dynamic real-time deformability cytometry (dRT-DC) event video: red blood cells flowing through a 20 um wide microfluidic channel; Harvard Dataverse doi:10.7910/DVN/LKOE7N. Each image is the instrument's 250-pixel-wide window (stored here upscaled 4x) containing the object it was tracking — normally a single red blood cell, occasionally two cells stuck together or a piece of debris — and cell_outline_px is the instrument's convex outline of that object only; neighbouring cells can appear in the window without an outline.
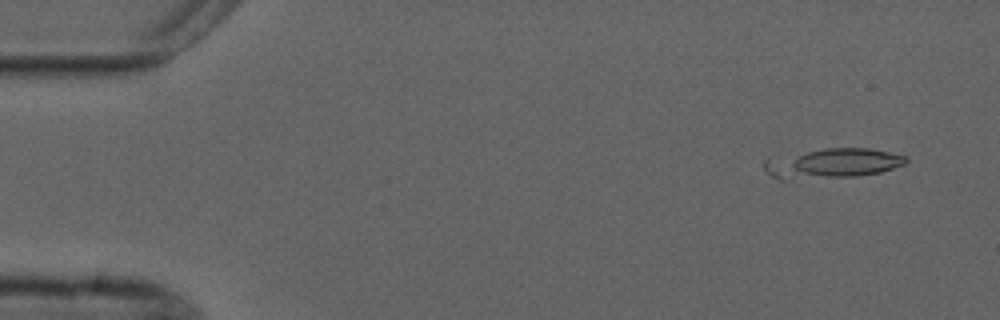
{"species": "common noctule bat (a hibernating species)", "species_latin": "Nyctalus noctula", "temperature_condition": "cold", "stored_images_in_passage": 5, "camera_frame_rate_fps": 3000, "um_per_image_px": 0.085, "animal": {"sex": "male", "forearm_length_mm": 52.5}, "frame": {"image": 1, "passage_image": 1, "time_ms": 0.0, "image_size_px": [1000, 320], "cell_outline_px": [[908, 164], [880, 172], [856, 176], [788, 180], [780, 180], [772, 176], [764, 168], [764, 160], [824, 148], [868, 148], [908, 156]], "centroid_in_image_um": [70.82, 13.9], "position_along_channel_um": 14.2, "area_um2": 24.51}}